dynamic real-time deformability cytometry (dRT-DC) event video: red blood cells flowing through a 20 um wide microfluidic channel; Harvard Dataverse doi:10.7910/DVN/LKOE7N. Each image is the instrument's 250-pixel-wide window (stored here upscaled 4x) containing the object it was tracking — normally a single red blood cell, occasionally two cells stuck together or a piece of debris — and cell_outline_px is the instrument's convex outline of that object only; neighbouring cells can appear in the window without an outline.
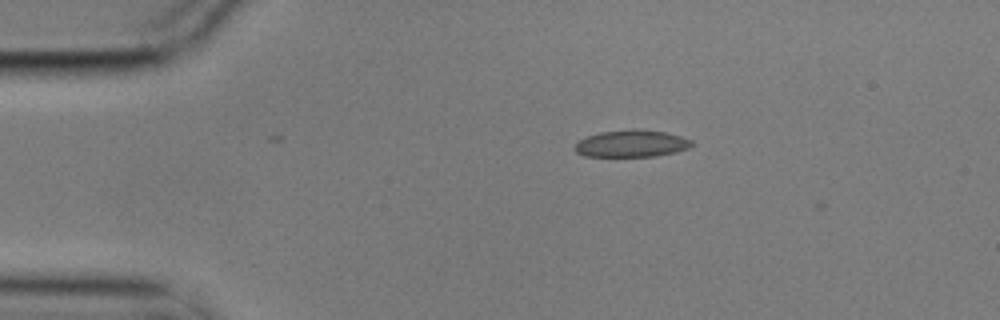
{"species": "common noctule bat (a hibernating species)", "species_latin": "Nyctalus noctula", "temperature_condition": "cold", "stored_images_in_passage": 8, "camera_frame_rate_fps": 3000, "um_per_image_px": 0.085, "animal": {"sex": "male", "body_mass_g": 17.9}, "frame": {"image": 1, "passage_image": 2, "time_ms": 0.333, "image_size_px": [1000, 320], "cell_outline_px": [[696, 144], [688, 148], [676, 152], [656, 156], [584, 156], [576, 152], [572, 148], [580, 140], [588, 136], [600, 132], [636, 128], [640, 128], [664, 132], [680, 136], [692, 140]], "centroid_in_image_um": [53.7, 12.2], "position_along_channel_um": 31.3, "area_um2": 18.55}}